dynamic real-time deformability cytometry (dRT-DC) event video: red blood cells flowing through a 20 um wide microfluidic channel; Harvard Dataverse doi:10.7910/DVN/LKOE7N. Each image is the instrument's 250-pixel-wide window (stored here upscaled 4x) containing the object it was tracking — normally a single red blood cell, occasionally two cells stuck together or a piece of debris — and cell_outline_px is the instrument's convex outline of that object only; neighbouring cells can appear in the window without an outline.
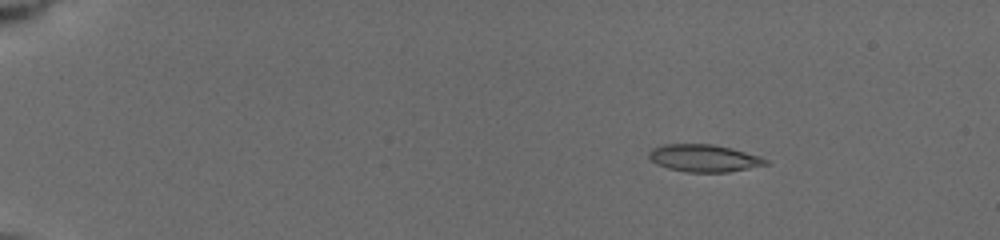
{"species": "common noctule bat (a hibernating species)", "species_latin": "Nyctalus noctula", "temperature_condition": "cold", "stored_images_in_passage": 75, "camera_frame_rate_fps": 3000, "um_per_image_px": 0.085, "animal": {"sex": "female", "body_mass_g": 19.5, "forearm_length_mm": 54.1}, "frame": {"image": 1, "passage_image": 17, "time_ms": 3.0, "image_size_px": [1000, 240], "cell_outline_px": [[768, 164], [728, 172], [684, 172], [668, 168], [656, 164], [648, 156], [648, 152], [652, 148], [660, 144], [712, 144], [732, 148], [760, 156], [768, 160]], "centroid_in_image_um": [59.81, 13.44], "position_along_channel_um": 25.2, "area_um2": 18.67}}
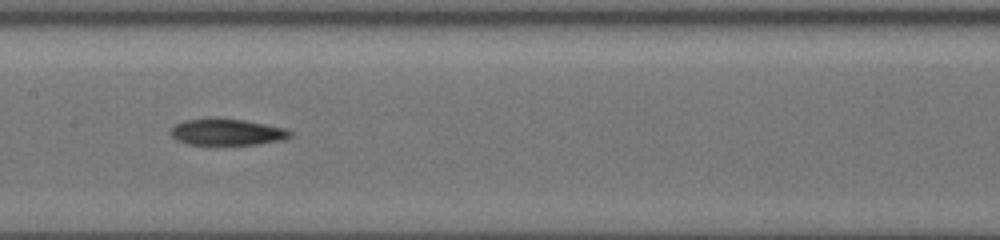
{"frame": {"image": 2, "passage_image": 47, "time_ms": 10.0, "image_size_px": [1000, 240], "cell_outline_px": [[292, 136], [284, 140], [260, 144], [188, 144], [176, 140], [172, 136], [172, 128], [176, 124], [184, 120], [216, 116], [244, 120], [284, 128], [292, 132]], "centroid_in_image_um": [19.3, 11.2], "position_along_channel_um": 188.1, "area_um2": 18.61}}
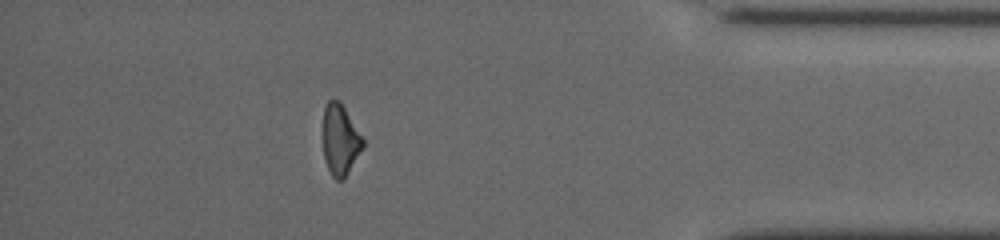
{"frame": {"image": 3, "passage_image": 67, "time_ms": 16.333, "image_size_px": [1000, 240], "cell_outline_px": [[364, 148], [344, 180], [336, 180], [332, 176], [328, 168], [324, 156], [320, 132], [324, 108], [328, 100], [340, 100], [364, 140]], "centroid_in_image_um": [28.88, 11.89], "position_along_channel_um": 406.3, "area_um2": 17.11}}